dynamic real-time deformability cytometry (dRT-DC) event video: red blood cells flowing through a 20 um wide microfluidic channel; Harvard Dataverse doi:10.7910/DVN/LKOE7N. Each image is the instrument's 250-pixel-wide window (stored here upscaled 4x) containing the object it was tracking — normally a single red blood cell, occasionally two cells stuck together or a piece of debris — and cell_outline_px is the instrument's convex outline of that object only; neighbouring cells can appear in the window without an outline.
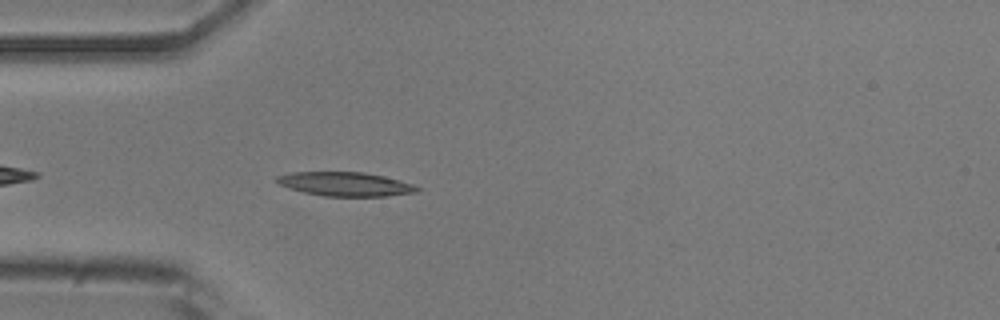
{"species": "common noctule bat (a hibernating species)", "species_latin": "Nyctalus noctula", "temperature_condition": "room temperature", "stored_images_in_passage": 38, "camera_frame_rate_fps": 3000, "um_per_image_px": 0.085, "animal": {"sex": "male", "body_mass_g": 20.5, "forearm_length_mm": 52.5}, "frame": {"image": 1, "passage_image": 4, "time_ms": 1.0, "image_size_px": [1000, 320], "cell_outline_px": [[420, 188], [416, 192], [388, 196], [324, 196], [304, 192], [280, 184], [276, 180], [276, 176], [288, 172], [364, 172], [384, 176], [412, 184]], "centroid_in_image_um": [29.35, 15.64], "position_along_channel_um": 55.7, "area_um2": 19.42}}
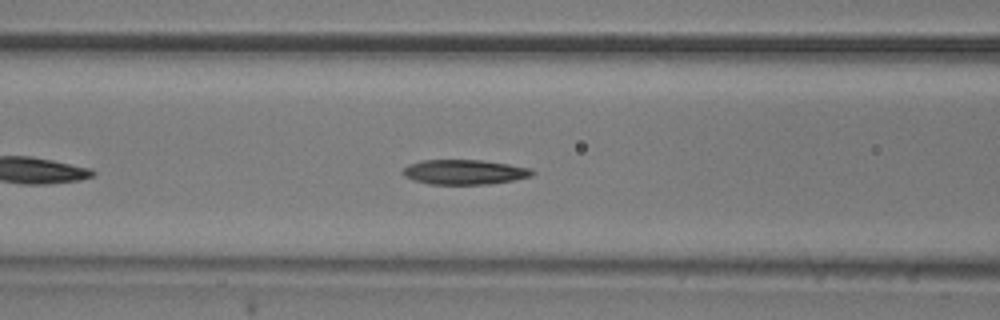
{"frame": {"image": 2, "passage_image": 10, "time_ms": 3.0, "image_size_px": [1000, 320], "cell_outline_px": [[536, 172], [532, 176], [512, 180], [488, 184], [428, 184], [412, 180], [404, 176], [404, 168], [408, 164], [424, 160], [480, 160], [508, 164], [532, 168]], "centroid_in_image_um": [39.49, 14.62], "position_along_channel_um": 127.1, "area_um2": 18.67}}
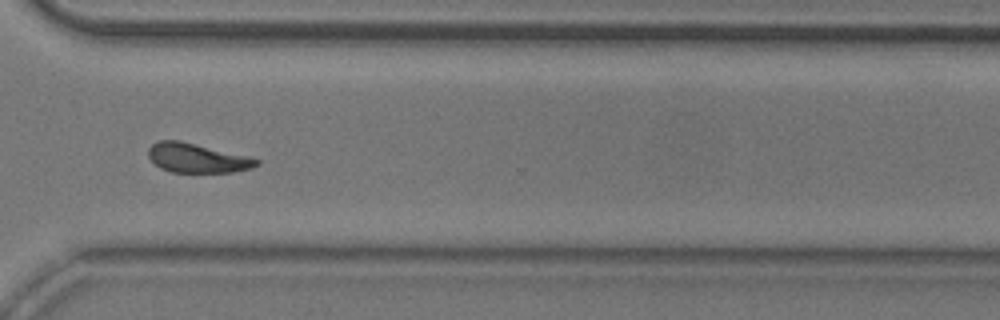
{"frame": {"image": 3, "passage_image": 28, "time_ms": 9.0, "image_size_px": [1000, 320], "cell_outline_px": [[260, 164], [252, 168], [232, 172], [172, 172], [160, 168], [148, 156], [148, 148], [152, 144], [160, 140], [180, 140], [248, 156], [260, 160]], "centroid_in_image_um": [16.76, 13.43], "position_along_channel_um": 353.8, "area_um2": 18.44}, "authors_computed_cell_mechanics": {"area_um2": 18.6983, "velocity_mm_per_s": 3.7801, "shape_relaxation_time_tau1_ms": 4.7861, "shape_relaxation_time_tau2_ms": 4.2218, "deformation_change_tau1": 0.1674, "deformation_change_tau2": 0.1052}}